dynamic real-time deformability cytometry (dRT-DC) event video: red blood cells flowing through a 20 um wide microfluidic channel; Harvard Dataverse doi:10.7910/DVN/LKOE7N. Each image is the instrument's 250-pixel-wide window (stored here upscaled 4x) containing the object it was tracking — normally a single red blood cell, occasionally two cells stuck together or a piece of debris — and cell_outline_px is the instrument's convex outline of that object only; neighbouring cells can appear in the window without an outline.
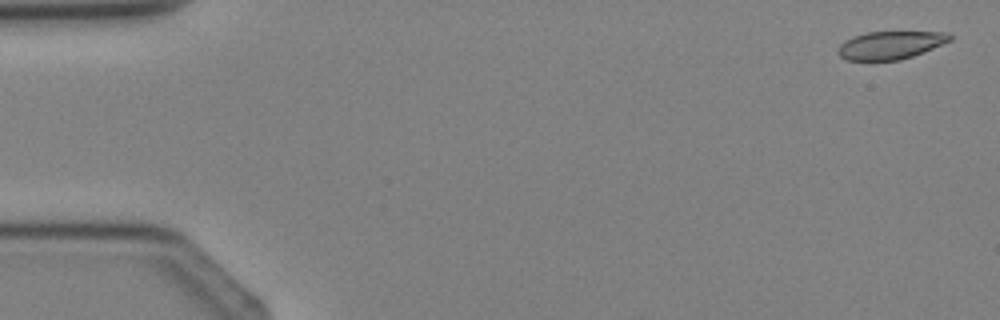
{"species": "Egyptian fruit bat (a non-hibernating species)", "species_latin": "Rousettus aegyptiacus", "temperature_condition": "cold", "stored_images_in_passage": 4, "camera_frame_rate_fps": 3000, "um_per_image_px": 0.085, "animal": {"sex": "female"}, "frame": {"image": 1, "passage_image": 1, "time_ms": 0.0, "image_size_px": [1000, 320], "cell_outline_px": [[952, 40], [912, 56], [900, 60], [848, 60], [840, 56], [836, 52], [840, 44], [844, 40], [852, 36], [864, 32], [948, 32], [952, 36]], "centroid_in_image_um": [75.65, 3.82], "position_along_channel_um": 9.4, "area_um2": 18.21}}
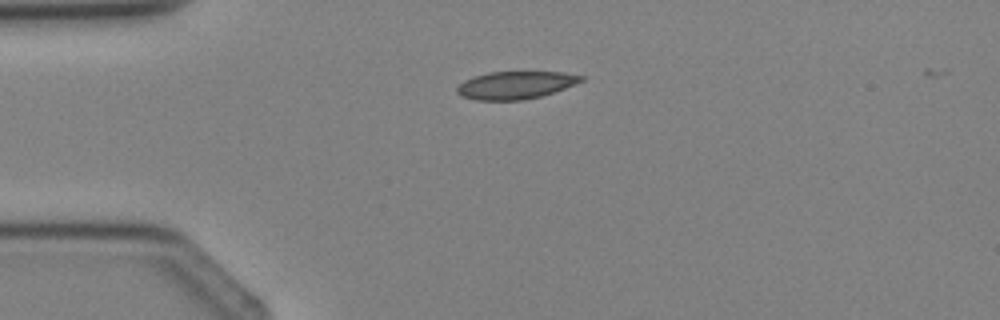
{"frame": {"image": 2, "passage_image": 3, "time_ms": 2.667, "image_size_px": [1000, 320], "cell_outline_px": [[584, 80], [564, 88], [540, 96], [524, 100], [476, 100], [460, 96], [456, 92], [456, 88], [464, 80], [488, 72], [560, 72], [584, 76]], "centroid_in_image_um": [43.78, 7.24], "position_along_channel_um": 41.2, "area_um2": 19.83}}